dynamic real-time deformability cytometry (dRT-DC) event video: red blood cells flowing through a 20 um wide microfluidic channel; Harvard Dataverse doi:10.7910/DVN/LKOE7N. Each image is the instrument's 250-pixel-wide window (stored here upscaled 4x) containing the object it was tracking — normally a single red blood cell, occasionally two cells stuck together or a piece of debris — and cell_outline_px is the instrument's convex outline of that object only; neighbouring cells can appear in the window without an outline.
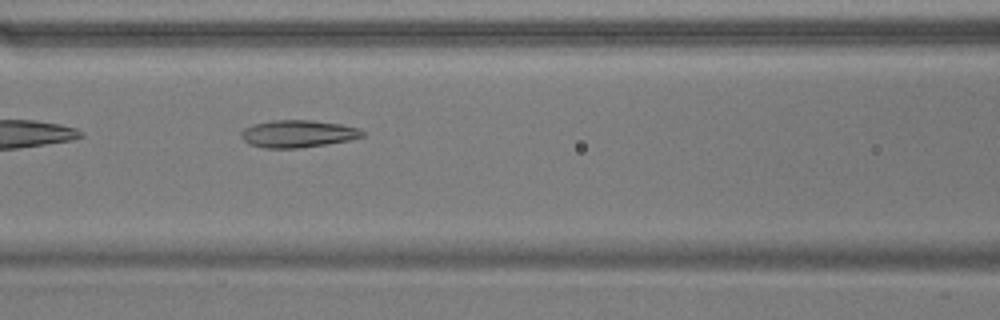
{"species": "common noctule bat (a hibernating species)", "species_latin": "Nyctalus noctula", "temperature_condition": "warm", "stored_images_in_passage": 37, "camera_frame_rate_fps": 3000, "um_per_image_px": 0.085, "animal": {"sex": "male", "body_mass_g": 17.9}, "frame": {"image": 1, "passage_image": 6, "time_ms": 1.667, "image_size_px": [1000, 320], "cell_outline_px": [[364, 136], [348, 140], [324, 144], [296, 148], [264, 148], [248, 144], [240, 136], [240, 132], [244, 128], [252, 124], [272, 120], [312, 120], [340, 124], [360, 128], [364, 132]], "centroid_in_image_um": [25.28, 11.36], "position_along_channel_um": 141.3, "area_um2": 19.31}}
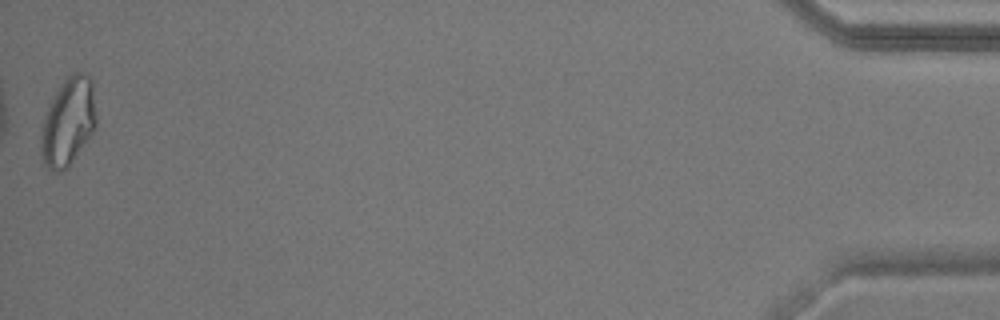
{"frame": {"image": 2, "passage_image": 37, "time_ms": 12.0, "image_size_px": [1000, 320], "cell_outline_px": [[96, 128], [68, 168], [60, 172], [52, 172], [44, 164], [40, 152], [40, 132], [44, 116], [56, 92], [64, 80], [68, 76], [76, 72], [88, 72], [92, 76], [96, 116]], "centroid_in_image_um": [5.8, 10.37], "position_along_channel_um": 429.4, "area_um2": 28.73}}